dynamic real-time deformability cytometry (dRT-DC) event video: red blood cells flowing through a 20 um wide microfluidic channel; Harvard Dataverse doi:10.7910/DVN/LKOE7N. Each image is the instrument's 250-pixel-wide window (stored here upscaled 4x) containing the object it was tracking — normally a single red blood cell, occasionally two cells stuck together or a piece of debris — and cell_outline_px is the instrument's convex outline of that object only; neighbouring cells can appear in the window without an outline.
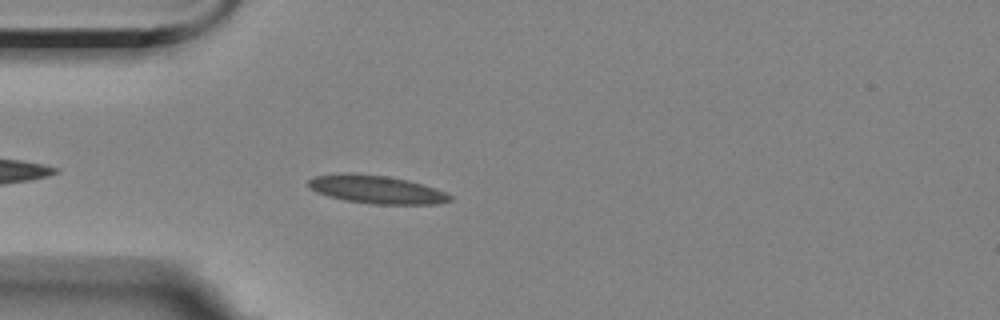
{"species": "Egyptian fruit bat (a non-hibernating species)", "species_latin": "Rousettus aegyptiacus", "temperature_condition": "room temperature", "stored_images_in_passage": 2, "camera_frame_rate_fps": 3000, "um_per_image_px": 0.085, "animal": {"sex": "female"}, "frame": {"image": 1, "passage_image": 2, "time_ms": 1.0, "image_size_px": [1000, 320], "cell_outline_px": [[452, 200], [436, 204], [372, 204], [344, 200], [328, 196], [316, 192], [308, 184], [308, 180], [316, 176], [348, 172], [388, 176], [408, 180], [424, 184], [436, 188], [452, 196]], "centroid_in_image_um": [32.02, 16.1], "position_along_channel_um": 53.0, "area_um2": 23.24}}